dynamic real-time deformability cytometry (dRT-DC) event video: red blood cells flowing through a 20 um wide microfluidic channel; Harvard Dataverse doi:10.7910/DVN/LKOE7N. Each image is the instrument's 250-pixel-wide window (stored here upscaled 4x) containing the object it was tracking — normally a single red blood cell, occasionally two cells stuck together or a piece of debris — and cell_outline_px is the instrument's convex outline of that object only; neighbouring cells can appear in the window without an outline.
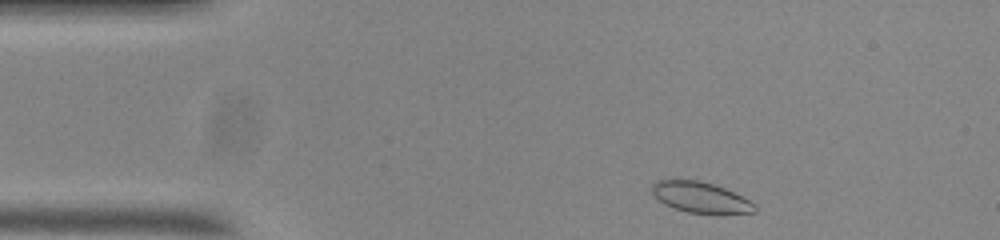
{"species": "common noctule bat (a hibernating species)", "species_latin": "Nyctalus noctula", "temperature_condition": "room temperature", "stored_images_in_passage": 49, "camera_frame_rate_fps": 3000, "um_per_image_px": 0.085, "animal": {"sex": "male", "body_mass_g": 20.0, "forearm_length_mm": 53.3}, "frame": {"image": 1, "passage_image": 2, "time_ms": 0.333, "image_size_px": [1000, 240], "cell_outline_px": [[756, 212], [716, 216], [688, 212], [664, 204], [652, 192], [652, 184], [656, 180], [700, 180], [716, 184], [756, 204]], "centroid_in_image_um": [59.6, 16.81], "position_along_channel_um": 25.4, "area_um2": 18.79}}
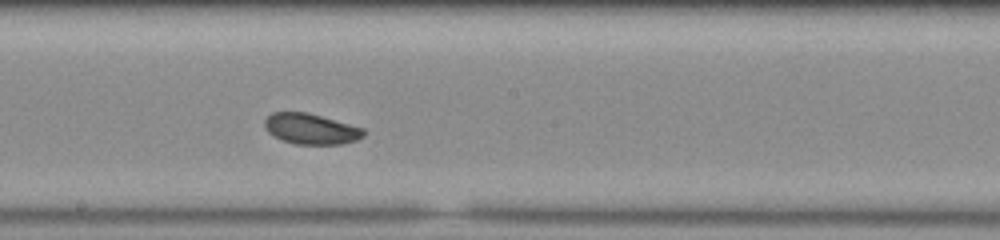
{"frame": {"image": 2, "passage_image": 23, "time_ms": 7.333, "image_size_px": [1000, 240], "cell_outline_px": [[364, 136], [356, 140], [340, 144], [296, 144], [280, 140], [272, 136], [264, 128], [264, 120], [272, 112], [308, 112], [364, 128]], "centroid_in_image_um": [26.39, 10.95], "position_along_channel_um": 221.8, "area_um2": 17.8}}
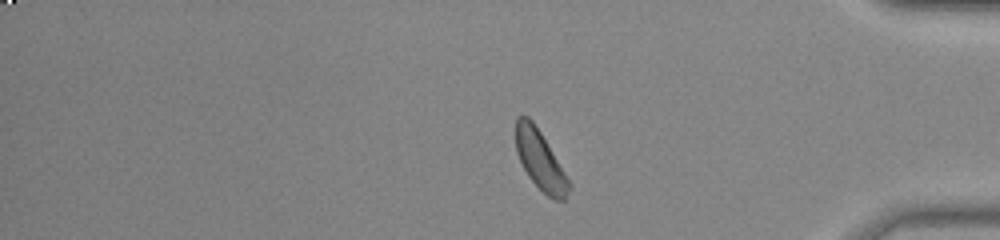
{"frame": {"image": 3, "passage_image": 39, "time_ms": 12.667, "image_size_px": [1000, 240], "cell_outline_px": [[572, 188], [564, 200], [556, 200], [548, 196], [528, 176], [516, 152], [516, 116], [528, 116], [532, 120], [540, 132], [572, 184]], "centroid_in_image_um": [45.93, 13.63], "position_along_channel_um": 389.3, "area_um2": 18.03}, "authors_computed_cell_mechanics": {"area_um2": 18.2648, "velocity_mm_per_s": 3.6548, "shape_relaxation_time_tau1_ms": 3.6389, "shape_relaxation_time_tau2_ms": null, "deformation_change_tau1": 0.0689, "deformation_change_tau2": null}}